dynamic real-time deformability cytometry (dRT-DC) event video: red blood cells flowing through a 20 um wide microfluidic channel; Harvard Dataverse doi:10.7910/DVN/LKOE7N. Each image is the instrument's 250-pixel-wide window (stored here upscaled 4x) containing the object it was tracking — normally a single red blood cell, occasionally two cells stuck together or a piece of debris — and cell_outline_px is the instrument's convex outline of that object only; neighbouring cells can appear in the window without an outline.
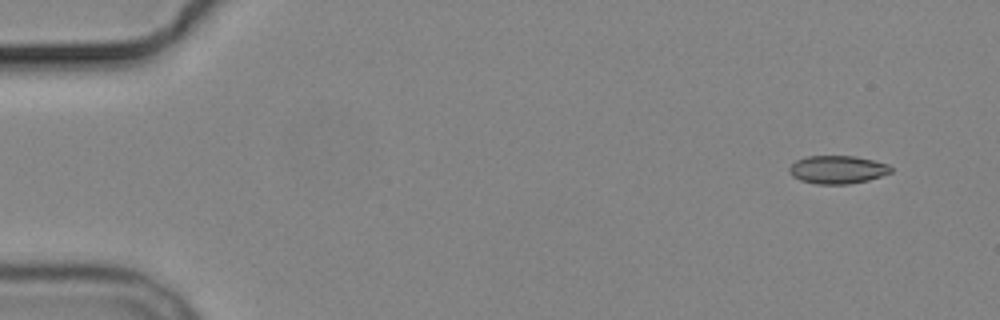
{"species": "common noctule bat (a hibernating species)", "species_latin": "Nyctalus noctula", "temperature_condition": "cold", "stored_images_in_passage": 9, "camera_frame_rate_fps": 3000, "um_per_image_px": 0.085, "animal": {"sex": "male", "body_mass_g": 19.2, "forearm_length_mm": 51.8}, "frame": {"image": 1, "passage_image": 1, "time_ms": 0.0, "image_size_px": [1000, 320], "cell_outline_px": [[892, 172], [868, 180], [848, 184], [816, 184], [800, 180], [792, 176], [788, 172], [788, 168], [796, 160], [808, 156], [856, 156], [888, 164], [892, 168]], "centroid_in_image_um": [71.16, 14.42], "position_along_channel_um": 13.8, "area_um2": 16.65}}
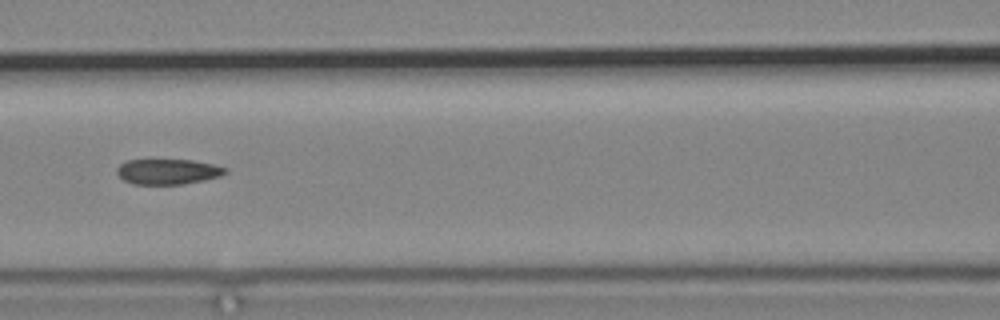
{"frame": {"image": 2, "passage_image": 7, "time_ms": 7.0, "image_size_px": [1000, 320], "cell_outline_px": [[228, 172], [220, 176], [204, 180], [184, 184], [136, 184], [124, 180], [116, 172], [116, 168], [120, 164], [128, 160], [192, 160], [212, 164], [228, 168]], "centroid_in_image_um": [14.29, 14.58], "position_along_channel_um": 152.3, "area_um2": 15.95}}
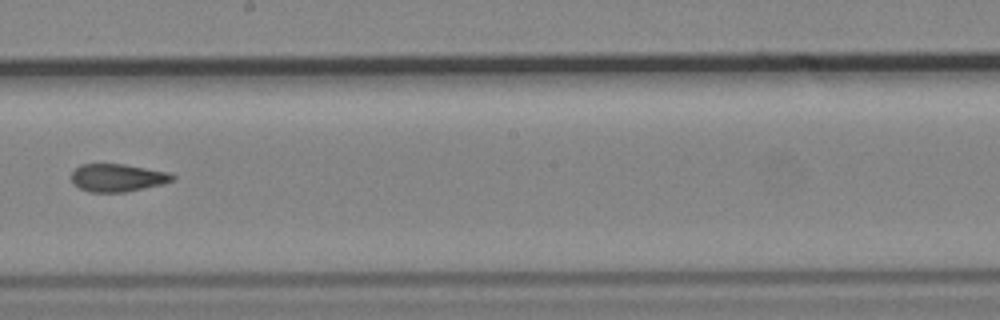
{"frame": {"image": 3, "passage_image": 9, "time_ms": 9.333, "image_size_px": [1000, 320], "cell_outline_px": [[176, 176], [172, 180], [160, 184], [124, 192], [88, 192], [80, 188], [72, 180], [72, 172], [80, 164], [124, 164], [168, 172]], "centroid_in_image_um": [9.97, 15.1], "position_along_channel_um": 238.2, "area_um2": 16.07}}